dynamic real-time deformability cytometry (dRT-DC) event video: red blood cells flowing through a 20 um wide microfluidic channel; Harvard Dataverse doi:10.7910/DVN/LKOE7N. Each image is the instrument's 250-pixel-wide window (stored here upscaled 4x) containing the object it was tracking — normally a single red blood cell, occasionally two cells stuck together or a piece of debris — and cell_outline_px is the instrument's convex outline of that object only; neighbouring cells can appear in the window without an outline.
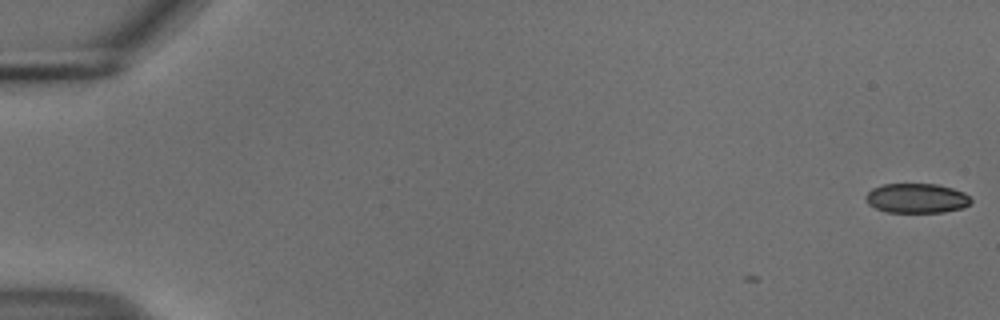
{"species": "common noctule bat (a hibernating species)", "species_latin": "Nyctalus noctula", "temperature_condition": "cold", "stored_images_in_passage": 6, "camera_frame_rate_fps": 3000, "um_per_image_px": 0.085, "animal": {"sex": "male", "body_mass_g": 18.8}, "frame": {"image": 1, "passage_image": 1, "time_ms": 0.0, "image_size_px": [1000, 320], "cell_outline_px": [[972, 200], [964, 208], [944, 212], [888, 212], [876, 208], [868, 204], [864, 196], [872, 188], [884, 184], [936, 184], [952, 188], [964, 192]], "centroid_in_image_um": [77.91, 16.85], "position_along_channel_um": 7.1, "area_um2": 18.15}}